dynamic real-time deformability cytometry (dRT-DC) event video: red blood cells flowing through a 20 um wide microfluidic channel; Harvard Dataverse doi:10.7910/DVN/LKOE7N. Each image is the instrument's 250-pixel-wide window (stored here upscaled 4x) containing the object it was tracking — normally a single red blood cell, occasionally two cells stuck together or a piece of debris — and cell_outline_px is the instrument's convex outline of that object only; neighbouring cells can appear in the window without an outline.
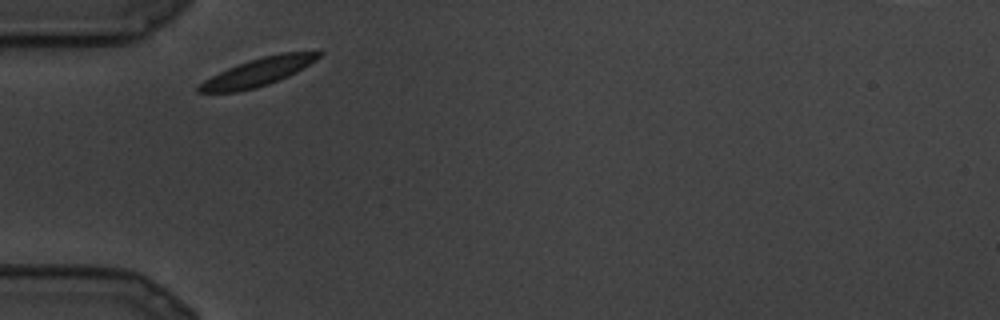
{"species": "common noctule bat (a hibernating species)", "species_latin": "Nyctalus noctula", "temperature_condition": "cold", "stored_images_in_passage": 3, "camera_frame_rate_fps": 3000, "um_per_image_px": 0.085, "animal": {"sex": "male", "body_mass_g": 19.5, "forearm_length_mm": 54.6}, "frame": {"image": 1, "passage_image": 1, "time_ms": 0.0, "image_size_px": [1000, 320], "cell_outline_px": [[324, 52], [316, 60], [296, 72], [288, 76], [268, 84], [256, 88], [236, 92], [196, 92], [196, 88], [204, 80], [228, 68], [264, 56], [280, 52]], "centroid_in_image_um": [21.93, 6.14], "position_along_channel_um": 63.1, "area_um2": 19.07}}